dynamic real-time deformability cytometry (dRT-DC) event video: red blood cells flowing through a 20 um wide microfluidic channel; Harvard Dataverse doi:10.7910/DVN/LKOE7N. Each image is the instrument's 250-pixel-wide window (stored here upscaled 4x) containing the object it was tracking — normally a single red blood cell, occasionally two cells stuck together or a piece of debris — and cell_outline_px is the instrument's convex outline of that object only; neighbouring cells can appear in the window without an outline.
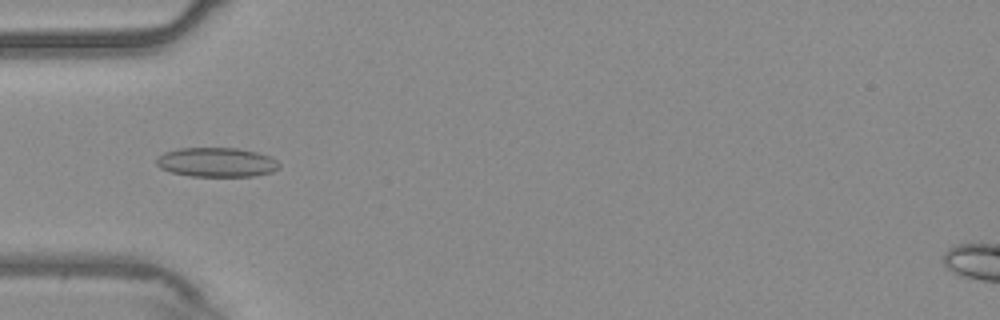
{"species": "common noctule bat (a hibernating species)", "species_latin": "Nyctalus noctula", "temperature_condition": "warm", "stored_images_in_passage": 40, "camera_frame_rate_fps": 3000, "um_per_image_px": 0.085, "animal": {"sex": "male", "body_mass_g": 20.4}, "frame": {"image": 1, "passage_image": 3, "time_ms": 0.667, "image_size_px": [1000, 320], "cell_outline_px": [[280, 168], [272, 172], [252, 176], [192, 176], [172, 172], [160, 168], [156, 164], [156, 156], [164, 152], [176, 148], [236, 148], [256, 152], [268, 156], [276, 160], [280, 164]], "centroid_in_image_um": [18.38, 13.79], "position_along_channel_um": 66.6, "area_um2": 21.04}}
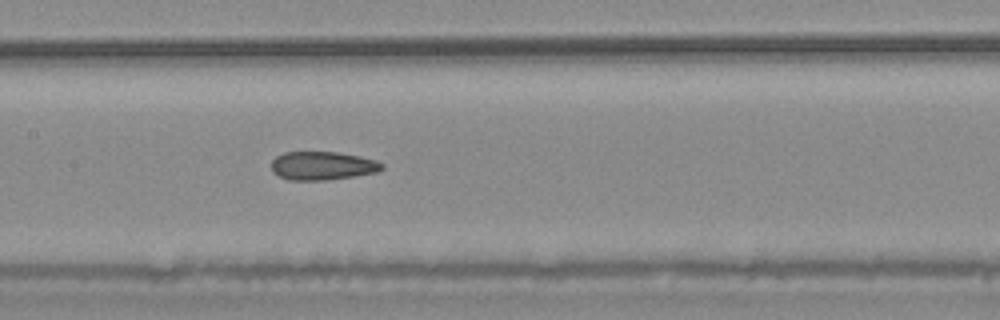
{"frame": {"image": 2, "passage_image": 12, "time_ms": 3.667, "image_size_px": [1000, 320], "cell_outline_px": [[384, 168], [376, 172], [328, 180], [288, 180], [272, 172], [272, 160], [276, 156], [284, 152], [336, 152], [360, 156], [376, 160], [384, 164]], "centroid_in_image_um": [27.4, 14.08], "position_along_channel_um": 180.0, "area_um2": 18.32}}
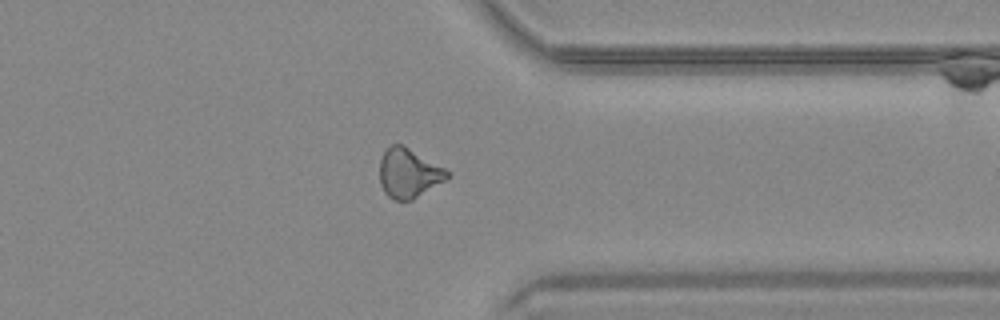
{"frame": {"image": 3, "passage_image": 28, "time_ms": 9.0, "image_size_px": [1000, 320], "cell_outline_px": [[452, 176], [412, 200], [396, 200], [388, 196], [384, 192], [380, 184], [380, 160], [384, 152], [392, 144], [404, 144], [452, 172]], "centroid_in_image_um": [34.77, 14.71], "position_along_channel_um": 376.6, "area_um2": 19.59}, "authors_computed_cell_mechanics": {"area_um2": 18.9006, "velocity_mm_per_s": 3.775, "shape_relaxation_time_tau1_ms": null, "shape_relaxation_time_tau2_ms": 3.1257, "deformation_change_tau1": null, "deformation_change_tau2": 0.0885}}